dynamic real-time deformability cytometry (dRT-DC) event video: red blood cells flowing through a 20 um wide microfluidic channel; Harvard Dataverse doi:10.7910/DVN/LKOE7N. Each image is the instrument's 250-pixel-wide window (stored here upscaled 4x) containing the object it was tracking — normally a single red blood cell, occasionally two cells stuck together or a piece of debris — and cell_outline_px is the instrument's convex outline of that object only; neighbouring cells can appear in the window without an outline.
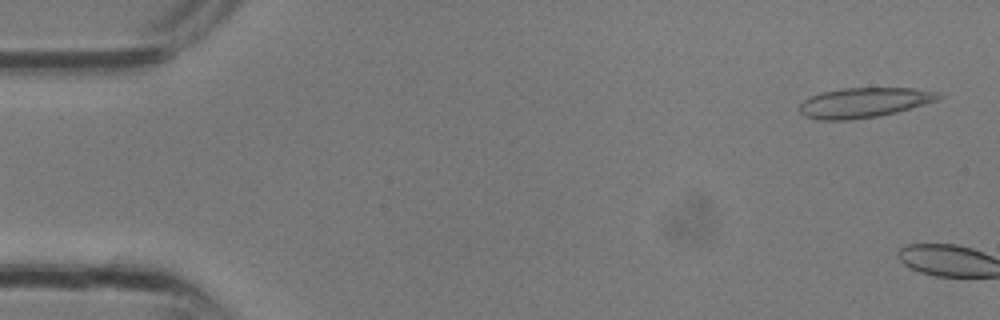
{"species": "common noctule bat (a hibernating species)", "species_latin": "Nyctalus noctula", "temperature_condition": "room temperature", "stored_images_in_passage": 2, "camera_frame_rate_fps": 3000, "um_per_image_px": 0.085, "animal": {"sex": "male", "body_mass_g": 13.3}, "frame": {"image": 1, "passage_image": 1, "time_ms": 0.0, "image_size_px": [1000, 320], "cell_outline_px": [[944, 96], [940, 100], [912, 108], [896, 112], [876, 116], [848, 120], [820, 120], [804, 116], [800, 112], [800, 104], [804, 100], [820, 92], [840, 88], [916, 88], [940, 92]], "centroid_in_image_um": [73.49, 8.71], "position_along_channel_um": 11.5, "area_um2": 24.45}}